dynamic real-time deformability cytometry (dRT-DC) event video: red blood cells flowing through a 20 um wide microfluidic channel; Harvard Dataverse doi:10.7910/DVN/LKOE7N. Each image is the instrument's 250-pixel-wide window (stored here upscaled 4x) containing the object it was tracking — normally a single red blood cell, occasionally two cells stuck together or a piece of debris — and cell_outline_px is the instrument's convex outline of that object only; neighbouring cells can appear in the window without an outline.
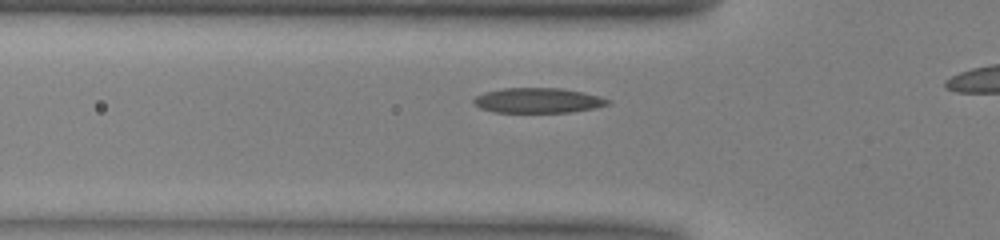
{"species": "common noctule bat (a hibernating species)", "species_latin": "Nyctalus noctula", "temperature_condition": "warm", "stored_images_in_passage": 34, "camera_frame_rate_fps": 3000, "um_per_image_px": 0.085, "animal": {"sex": "male", "body_mass_g": 13.0, "forearm_length_mm": 53.1}, "frame": {"image": 1, "passage_image": 10, "time_ms": 3.0, "image_size_px": [1000, 240], "cell_outline_px": [[612, 100], [608, 104], [596, 108], [572, 112], [496, 112], [480, 108], [472, 100], [476, 96], [484, 92], [504, 88], [560, 88], [584, 92], [600, 96]], "centroid_in_image_um": [45.77, 8.53], "position_along_channel_um": 80.0, "area_um2": 19.59}}
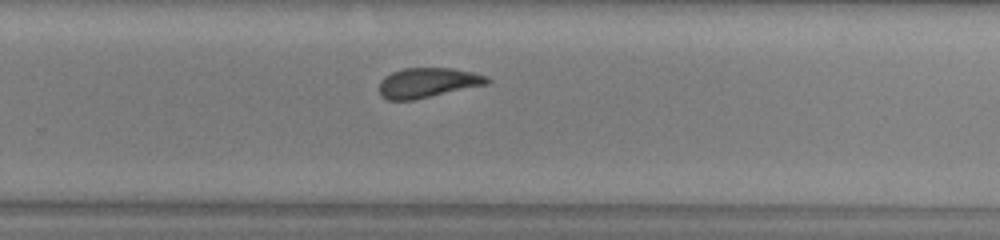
{"frame": {"image": 2, "passage_image": 26, "time_ms": 8.333, "image_size_px": [1000, 240], "cell_outline_px": [[492, 80], [488, 84], [412, 100], [388, 100], [380, 96], [380, 80], [384, 76], [392, 72], [404, 68], [452, 68], [472, 72], [488, 76]], "centroid_in_image_um": [36.36, 7.02], "position_along_channel_um": 293.4, "area_um2": 18.79}}
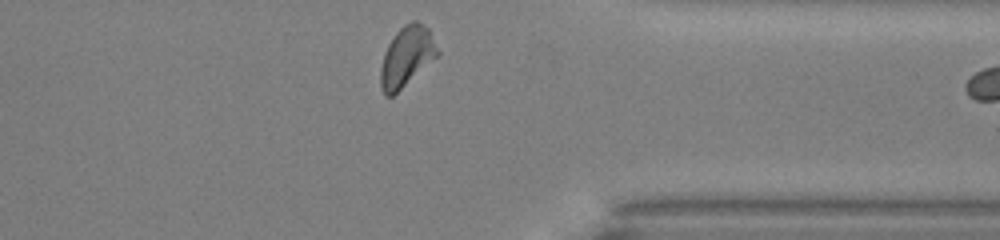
{"frame": {"image": 3, "passage_image": 33, "time_ms": 10.667, "image_size_px": [1000, 240], "cell_outline_px": [[440, 56], [392, 96], [384, 96], [380, 84], [380, 68], [384, 52], [388, 44], [396, 32], [404, 24], [412, 20], [416, 20], [428, 28], [440, 52]], "centroid_in_image_um": [34.58, 4.81], "position_along_channel_um": 376.8, "area_um2": 20.17}}